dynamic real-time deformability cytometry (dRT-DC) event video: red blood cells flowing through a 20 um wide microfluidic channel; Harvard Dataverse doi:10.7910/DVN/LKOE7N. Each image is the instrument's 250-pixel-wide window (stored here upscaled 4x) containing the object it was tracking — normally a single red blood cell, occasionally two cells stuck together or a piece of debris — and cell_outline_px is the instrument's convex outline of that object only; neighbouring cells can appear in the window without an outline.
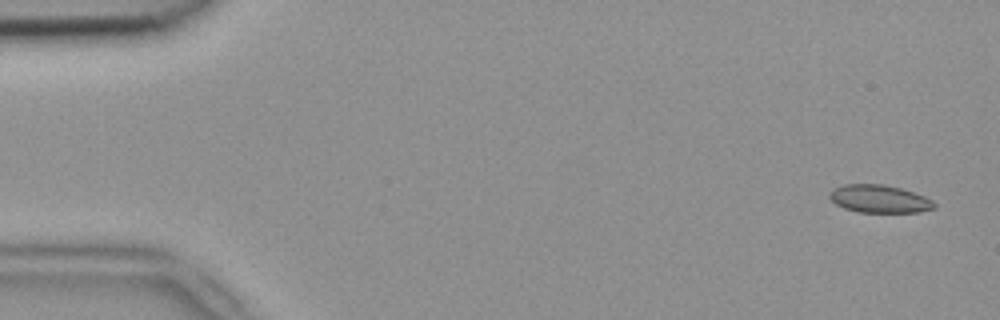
{"species": "common noctule bat (a hibernating species)", "species_latin": "Nyctalus noctula", "temperature_condition": "room temperature", "stored_images_in_passage": 6, "camera_frame_rate_fps": 3000, "um_per_image_px": 0.085, "animal": {"sex": "female", "body_mass_g": 18.4}, "frame": {"image": 1, "passage_image": 1, "time_ms": 0.0, "image_size_px": [1000, 320], "cell_outline_px": [[936, 208], [920, 212], [860, 212], [844, 208], [836, 204], [828, 196], [832, 188], [844, 184], [884, 184], [900, 188], [924, 196], [932, 200], [936, 204]], "centroid_in_image_um": [74.74, 16.9], "position_along_channel_um": 10.3, "area_um2": 16.99}}
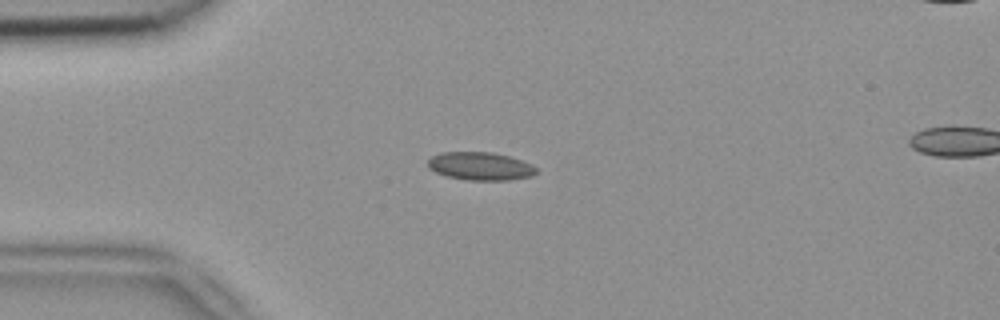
{"frame": {"image": 2, "passage_image": 3, "time_ms": 0.667, "image_size_px": [1000, 320], "cell_outline_px": [[536, 172], [532, 176], [508, 180], [468, 180], [448, 176], [436, 172], [428, 168], [428, 160], [432, 156], [440, 152], [492, 152], [508, 156], [532, 164], [536, 168]], "centroid_in_image_um": [40.81, 14.12], "position_along_channel_um": 44.2, "area_um2": 17.63}}